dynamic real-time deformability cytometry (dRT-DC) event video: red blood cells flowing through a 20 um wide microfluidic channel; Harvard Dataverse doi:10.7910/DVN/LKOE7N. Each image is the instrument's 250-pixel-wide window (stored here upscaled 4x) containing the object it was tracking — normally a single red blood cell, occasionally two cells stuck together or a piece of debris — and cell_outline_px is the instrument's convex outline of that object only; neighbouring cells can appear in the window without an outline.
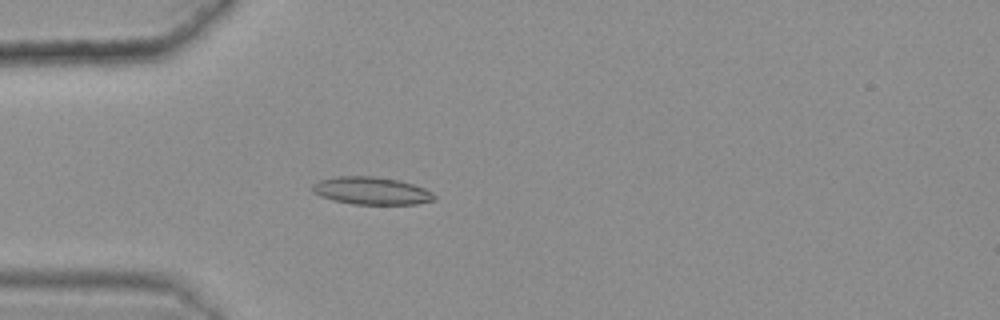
{"species": "common noctule bat (a hibernating species)", "species_latin": "Nyctalus noctula", "temperature_condition": "warm", "stored_images_in_passage": 35, "camera_frame_rate_fps": 3000, "um_per_image_px": 0.085, "animal": {"sex": "female", "body_mass_g": 25.1}, "frame": {"image": 1, "passage_image": 4, "time_ms": 1.0, "image_size_px": [1000, 320], "cell_outline_px": [[436, 200], [416, 204], [352, 204], [332, 200], [320, 196], [312, 192], [312, 184], [320, 180], [336, 176], [372, 176], [400, 180], [424, 188], [432, 192], [436, 196]], "centroid_in_image_um": [31.56, 16.22], "position_along_channel_um": 53.4, "area_um2": 19.71}}
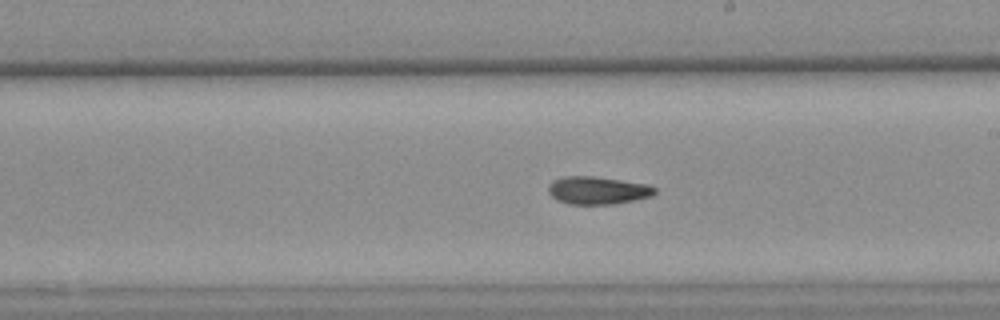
{"frame": {"image": 2, "passage_image": 20, "time_ms": 6.333, "image_size_px": [1000, 320], "cell_outline_px": [[656, 192], [652, 196], [612, 204], [568, 204], [556, 200], [548, 192], [548, 184], [552, 180], [564, 176], [596, 176], [652, 184], [656, 188]], "centroid_in_image_um": [50.8, 16.16], "position_along_channel_um": 238.2, "area_um2": 17.51}}
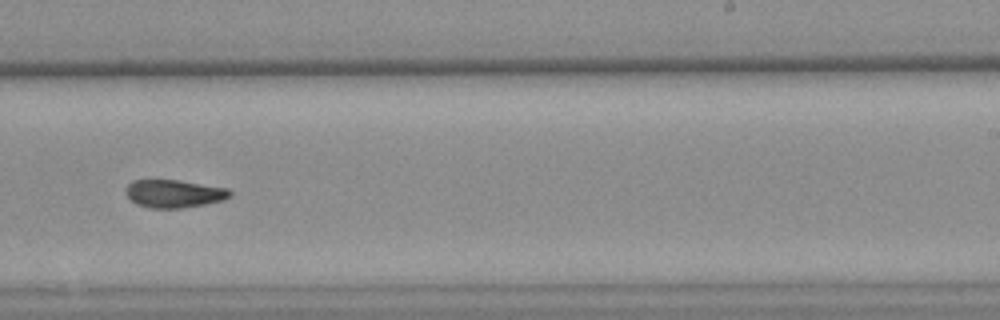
{"frame": {"image": 3, "passage_image": 23, "time_ms": 7.333, "image_size_px": [1000, 320], "cell_outline_px": [[232, 196], [224, 200], [204, 204], [180, 208], [152, 208], [136, 204], [124, 192], [128, 184], [132, 180], [180, 180], [228, 188], [232, 192]], "centroid_in_image_um": [14.81, 16.45], "position_along_channel_um": 274.2, "area_um2": 16.99}, "authors_computed_cell_mechanics": {"area_um2": 17.34, "velocity_mm_per_s": 3.6214, "shape_relaxation_time_tau1_ms": null, "shape_relaxation_time_tau2_ms": 7.0626, "deformation_change_tau1": null, "deformation_change_tau2": 0.1255}}